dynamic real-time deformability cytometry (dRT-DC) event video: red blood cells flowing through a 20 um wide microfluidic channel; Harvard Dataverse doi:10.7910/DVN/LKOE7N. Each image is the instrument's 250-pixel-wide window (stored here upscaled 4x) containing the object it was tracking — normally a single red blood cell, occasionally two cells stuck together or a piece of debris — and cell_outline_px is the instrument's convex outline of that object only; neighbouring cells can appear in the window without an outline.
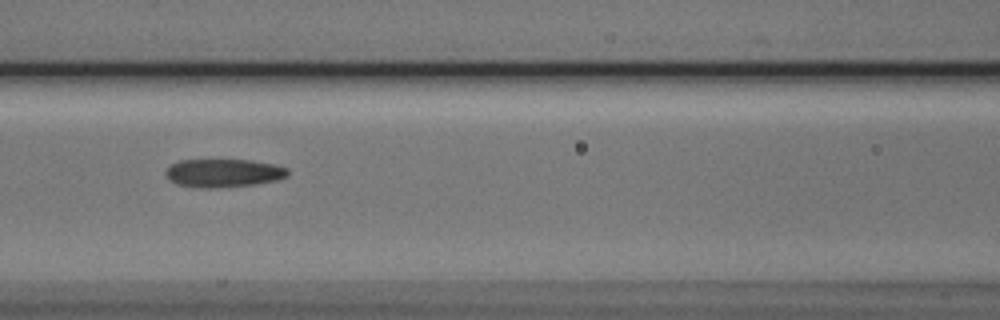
{"species": "Egyptian fruit bat (a non-hibernating species)", "species_latin": "Rousettus aegyptiacus", "temperature_condition": "cold", "stored_images_in_passage": 9, "camera_frame_rate_fps": 3000, "um_per_image_px": 0.085, "animal": {"sex": "male"}, "frame": {"image": 1, "passage_image": 7, "time_ms": 7.0, "image_size_px": [1000, 320], "cell_outline_px": [[288, 176], [276, 180], [256, 184], [216, 188], [192, 188], [176, 184], [168, 180], [164, 172], [172, 164], [180, 160], [252, 160], [272, 164], [288, 168]], "centroid_in_image_um": [18.96, 14.72], "position_along_channel_um": 147.6, "area_um2": 20.29}}
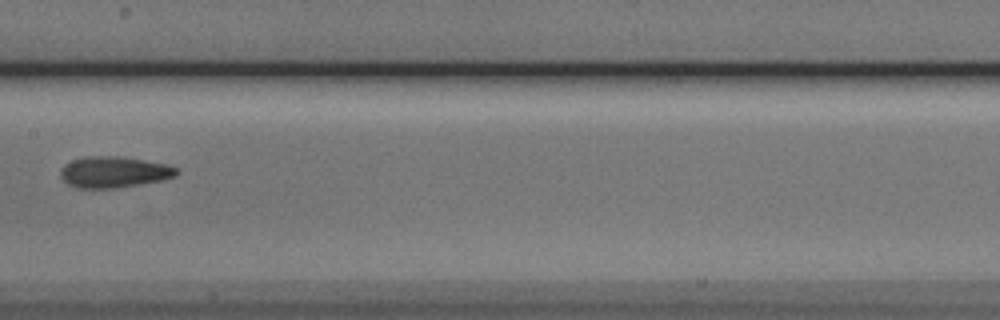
{"frame": {"image": 2, "passage_image": 8, "time_ms": 8.333, "image_size_px": [1000, 320], "cell_outline_px": [[180, 172], [176, 176], [160, 180], [140, 184], [112, 188], [76, 188], [68, 184], [60, 176], [60, 168], [64, 164], [72, 160], [88, 156], [116, 156], [164, 164], [176, 168]], "centroid_in_image_um": [9.63, 14.63], "position_along_channel_um": 197.8, "area_um2": 20.81}}
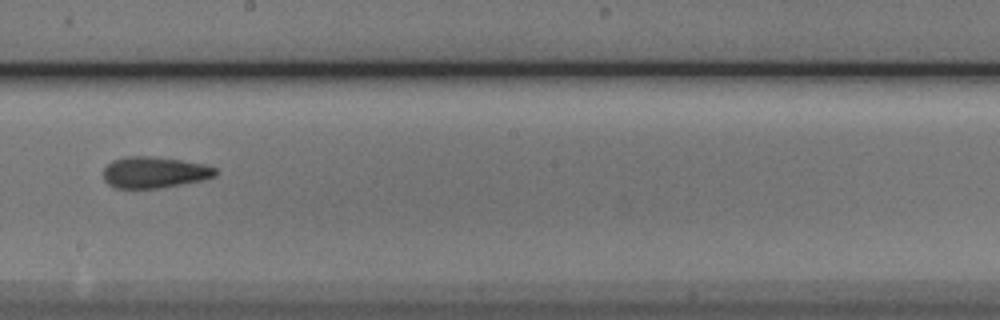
{"frame": {"image": 3, "passage_image": 9, "time_ms": 9.333, "image_size_px": [1000, 320], "cell_outline_px": [[216, 176], [204, 180], [160, 188], [116, 188], [108, 184], [104, 180], [104, 168], [112, 160], [124, 156], [152, 156], [180, 160], [204, 164], [216, 168]], "centroid_in_image_um": [13.12, 14.65], "position_along_channel_um": 235.1, "area_um2": 20.52}}